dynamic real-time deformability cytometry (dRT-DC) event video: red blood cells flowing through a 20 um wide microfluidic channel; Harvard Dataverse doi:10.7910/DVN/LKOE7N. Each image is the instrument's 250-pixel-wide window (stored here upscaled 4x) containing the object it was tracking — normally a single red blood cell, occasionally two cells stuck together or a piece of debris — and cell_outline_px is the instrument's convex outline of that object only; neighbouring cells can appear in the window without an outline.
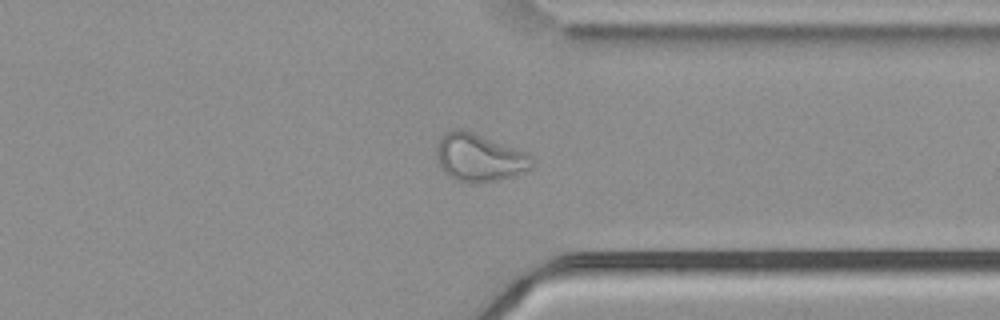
{"species": "common noctule bat (a hibernating species)", "species_latin": "Nyctalus noctula", "temperature_condition": "cold", "stored_images_in_passage": 56, "camera_frame_rate_fps": 3000, "um_per_image_px": 0.085, "animal": {"sex": "male", "body_mass_g": 21.5, "forearm_length_mm": 52.0}, "frame": {"image": 1, "passage_image": 43, "time_ms": 14.0, "image_size_px": [1000, 320], "cell_outline_px": [[532, 164], [528, 168], [516, 176], [476, 184], [472, 184], [456, 180], [444, 172], [436, 156], [436, 148], [444, 132], [452, 128], [464, 128], [528, 152], [532, 156]], "centroid_in_image_um": [40.73, 13.37], "position_along_channel_um": 370.7, "area_um2": 26.93}}
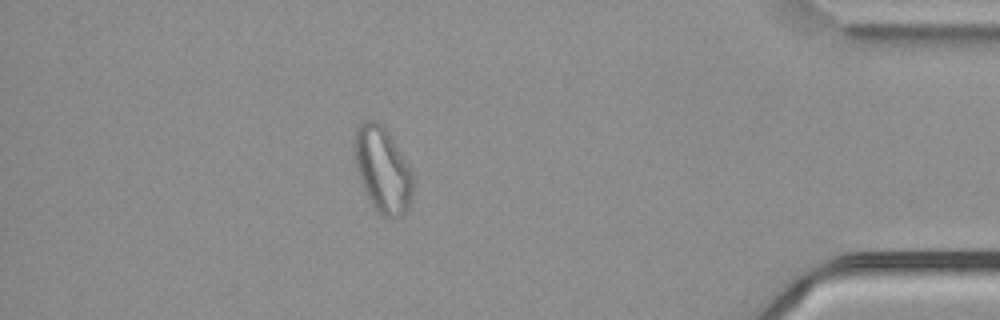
{"frame": {"image": 2, "passage_image": 49, "time_ms": 16.0, "image_size_px": [1000, 320], "cell_outline_px": [[412, 200], [408, 208], [400, 216], [388, 220], [376, 212], [360, 180], [356, 168], [352, 148], [352, 136], [356, 128], [364, 120], [376, 120], [384, 124], [408, 164], [412, 172]], "centroid_in_image_um": [32.48, 14.39], "position_along_channel_um": 402.7, "area_um2": 29.77}, "authors_computed_cell_mechanics": {"area_um2": 29.6514, "velocity_mm_per_s": 3.7403, "shape_relaxation_time_tau1_ms": null, "shape_relaxation_time_tau2_ms": 2.2302, "deformation_change_tau1": null, "deformation_change_tau2": 0.0835}}